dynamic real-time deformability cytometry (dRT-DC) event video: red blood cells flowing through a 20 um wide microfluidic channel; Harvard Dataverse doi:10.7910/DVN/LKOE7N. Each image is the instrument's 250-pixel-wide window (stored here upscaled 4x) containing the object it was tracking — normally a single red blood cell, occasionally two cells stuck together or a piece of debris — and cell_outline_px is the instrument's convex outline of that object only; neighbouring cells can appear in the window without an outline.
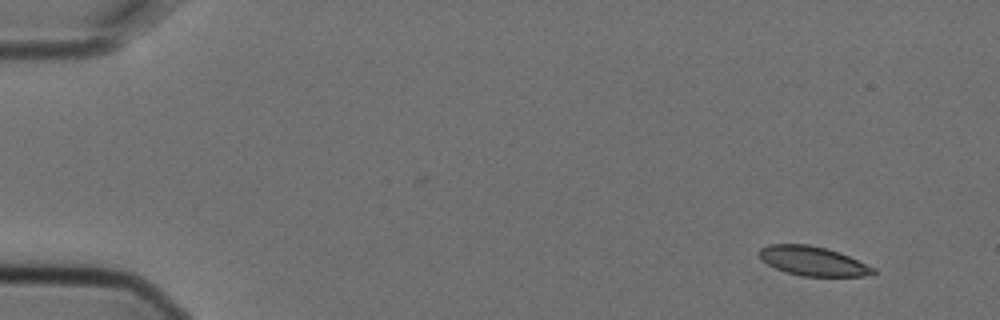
{"species": "Egyptian fruit bat (a non-hibernating species)", "species_latin": "Rousettus aegyptiacus", "temperature_condition": "cold", "stored_images_in_passage": 2, "camera_frame_rate_fps": 3000, "um_per_image_px": 0.085, "animal": {"sex": "female"}, "frame": {"image": 1, "passage_image": 2, "time_ms": 0.333, "image_size_px": [1000, 320], "cell_outline_px": [[876, 272], [864, 276], [800, 276], [776, 268], [768, 264], [756, 252], [760, 248], [768, 244], [808, 244], [840, 252], [876, 268]], "centroid_in_image_um": [69.1, 22.18], "position_along_channel_um": 15.9, "area_um2": 19.36}}